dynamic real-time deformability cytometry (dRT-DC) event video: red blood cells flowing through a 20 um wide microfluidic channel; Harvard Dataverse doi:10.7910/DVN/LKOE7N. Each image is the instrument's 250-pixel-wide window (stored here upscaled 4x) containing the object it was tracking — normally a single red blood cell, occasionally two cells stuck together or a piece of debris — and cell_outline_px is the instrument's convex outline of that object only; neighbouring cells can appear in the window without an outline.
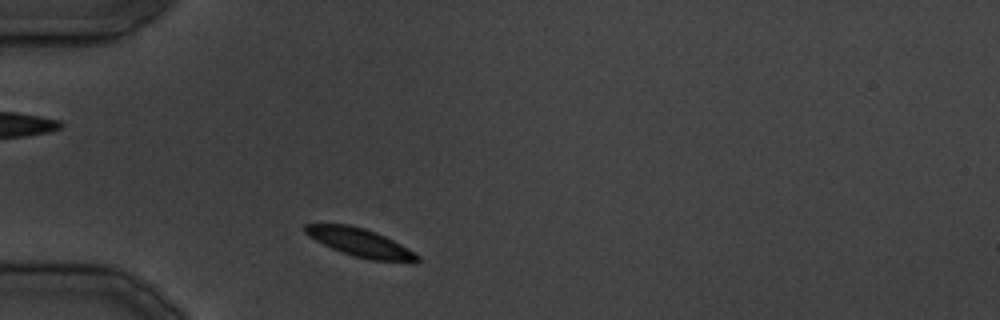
{"species": "common noctule bat (a hibernating species)", "species_latin": "Nyctalus noctula", "temperature_condition": "cold", "stored_images_in_passage": 28, "camera_frame_rate_fps": 3000, "um_per_image_px": 0.085, "animal": {"sex": "male", "body_mass_g": 19.5, "forearm_length_mm": 54.6}, "frame": {"image": 1, "passage_image": 2, "time_ms": 1.333, "image_size_px": [1000, 320], "cell_outline_px": [[420, 260], [416, 264], [372, 260], [352, 256], [332, 248], [308, 236], [304, 232], [304, 224], [348, 224], [364, 228], [376, 232], [400, 244], [420, 256]], "centroid_in_image_um": [30.67, 20.65], "position_along_channel_um": 54.3, "area_um2": 18.61}}
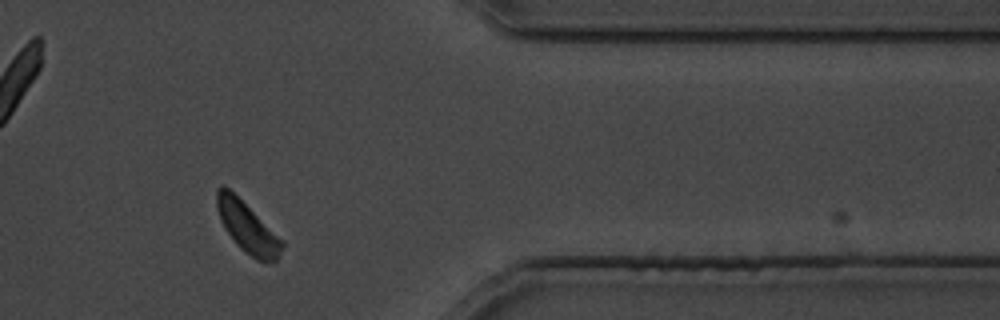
{"frame": {"image": 2, "passage_image": 22, "time_ms": 26.0, "image_size_px": [1000, 320], "cell_outline_px": [[284, 244], [276, 260], [256, 260], [244, 252], [236, 244], [220, 220], [216, 208], [216, 188], [228, 188], [284, 240]], "centroid_in_image_um": [21.02, 19.33], "position_along_channel_um": 390.4, "area_um2": 18.79}}
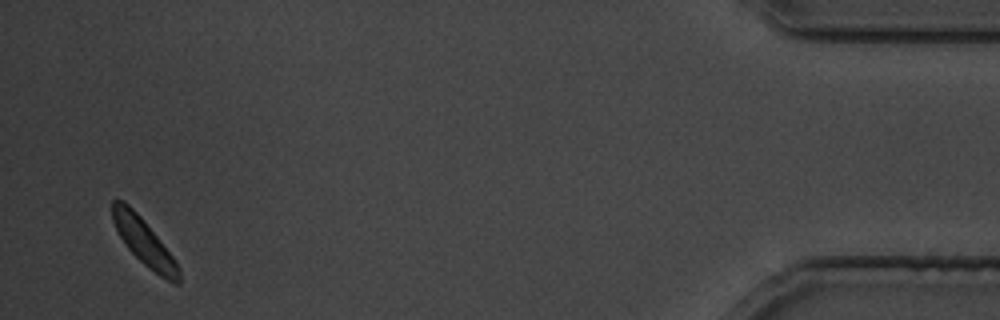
{"frame": {"image": 3, "passage_image": 27, "time_ms": 32.0, "image_size_px": [1000, 320], "cell_outline_px": [[180, 284], [176, 284], [160, 276], [148, 268], [128, 248], [120, 236], [112, 220], [112, 200], [120, 200], [128, 204], [140, 216], [172, 256], [180, 268]], "centroid_in_image_um": [12.24, 20.58], "position_along_channel_um": 423.0, "area_um2": 17.46}}